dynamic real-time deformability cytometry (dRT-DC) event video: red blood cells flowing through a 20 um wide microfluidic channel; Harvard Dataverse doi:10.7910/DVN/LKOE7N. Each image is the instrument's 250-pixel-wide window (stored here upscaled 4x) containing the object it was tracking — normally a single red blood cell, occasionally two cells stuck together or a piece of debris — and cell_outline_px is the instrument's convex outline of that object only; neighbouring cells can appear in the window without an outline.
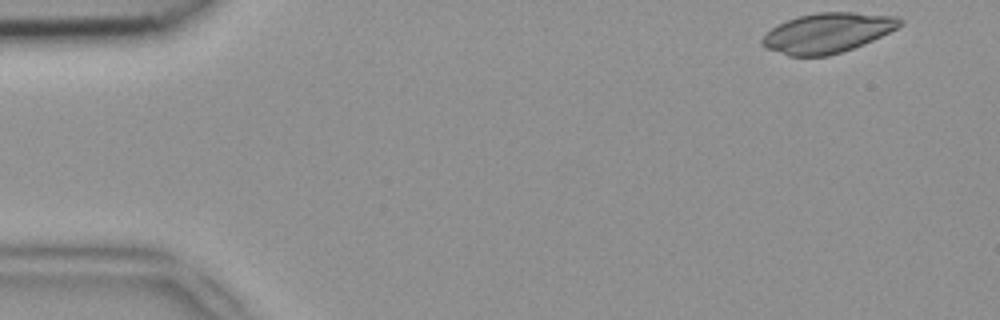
{"species": "common noctule bat (a hibernating species)", "species_latin": "Nyctalus noctula", "temperature_condition": "room temperature", "stored_images_in_passage": 11, "camera_frame_rate_fps": 3000, "um_per_image_px": 0.085, "animal": {"sex": "female", "body_mass_g": 18.4}, "frame": {"image": 1, "passage_image": 1, "time_ms": 0.0, "image_size_px": [1000, 320], "cell_outline_px": [[904, 24], [872, 40], [852, 48], [828, 56], [788, 56], [768, 48], [760, 44], [760, 40], [772, 28], [788, 20], [800, 16], [816, 12], [852, 12], [896, 16], [904, 20]], "centroid_in_image_um": [70.35, 2.79], "position_along_channel_um": 14.7, "area_um2": 31.62}}